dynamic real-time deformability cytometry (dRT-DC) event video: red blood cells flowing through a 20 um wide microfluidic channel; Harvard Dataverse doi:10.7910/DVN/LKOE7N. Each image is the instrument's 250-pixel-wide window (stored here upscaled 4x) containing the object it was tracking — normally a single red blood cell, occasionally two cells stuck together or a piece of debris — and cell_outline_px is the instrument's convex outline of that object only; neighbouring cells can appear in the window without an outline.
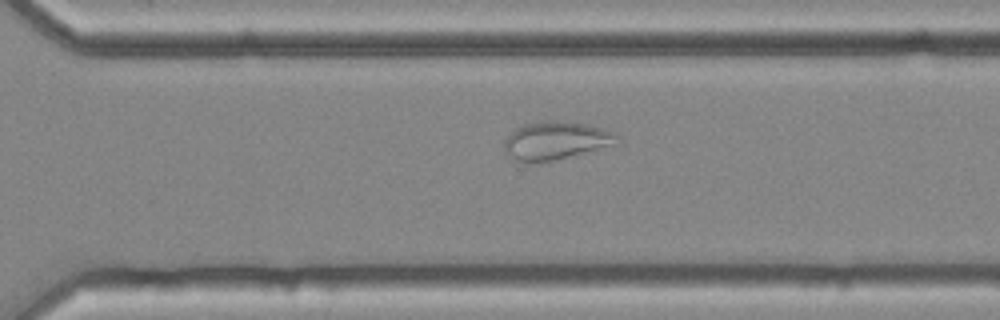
{"species": "common noctule bat (a hibernating species)", "species_latin": "Nyctalus noctula", "temperature_condition": "cold", "stored_images_in_passage": 38, "camera_frame_rate_fps": 3000, "um_per_image_px": 0.085, "animal": {"sex": "female", "body_mass_g": 25.1}, "frame": {"image": 1, "passage_image": 26, "time_ms": 8.333, "image_size_px": [1000, 320], "cell_outline_px": [[620, 136], [596, 148], [540, 164], [524, 164], [516, 160], [504, 148], [504, 140], [516, 128], [524, 124], [544, 120], [556, 120], [588, 124], [604, 128], [616, 132]], "centroid_in_image_um": [47.13, 11.94], "position_along_channel_um": 323.5, "area_um2": 24.57}}
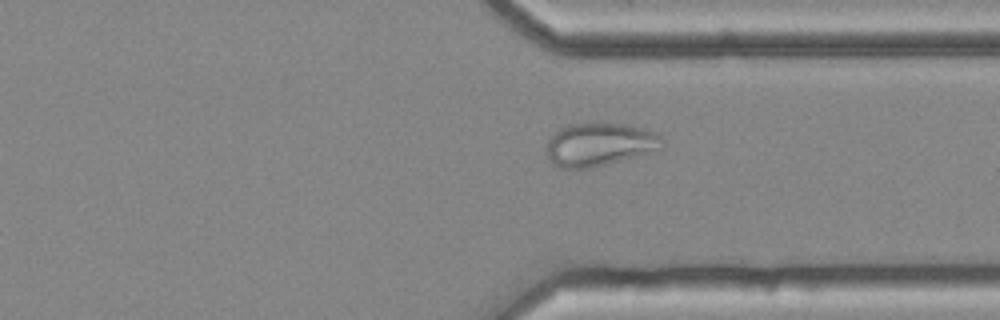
{"frame": {"image": 2, "passage_image": 29, "time_ms": 9.333, "image_size_px": [1000, 320], "cell_outline_px": [[664, 144], [660, 148], [636, 156], [588, 168], [560, 168], [552, 164], [548, 156], [548, 140], [560, 128], [568, 124], [628, 124], [656, 132], [660, 136]], "centroid_in_image_um": [50.95, 12.27], "position_along_channel_um": 360.5, "area_um2": 28.5}}
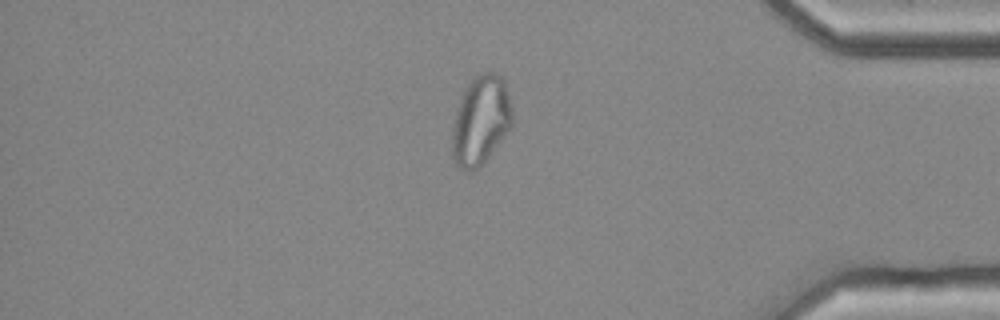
{"frame": {"image": 3, "passage_image": 34, "time_ms": 11.0, "image_size_px": [1000, 320], "cell_outline_px": [[512, 124], [480, 168], [472, 172], [464, 172], [456, 164], [452, 156], [452, 124], [460, 100], [468, 84], [480, 72], [496, 72], [504, 80], [508, 92], [512, 108]], "centroid_in_image_um": [40.85, 10.26], "position_along_channel_um": 394.4, "area_um2": 31.21}, "authors_computed_cell_mechanics": {"area_um2": 27.8596, "velocity_mm_per_s": 3.6476, "shape_relaxation_time_tau1_ms": null, "shape_relaxation_time_tau2_ms": 1.5897, "deformation_change_tau1": null, "deformation_change_tau2": 0.0666}}